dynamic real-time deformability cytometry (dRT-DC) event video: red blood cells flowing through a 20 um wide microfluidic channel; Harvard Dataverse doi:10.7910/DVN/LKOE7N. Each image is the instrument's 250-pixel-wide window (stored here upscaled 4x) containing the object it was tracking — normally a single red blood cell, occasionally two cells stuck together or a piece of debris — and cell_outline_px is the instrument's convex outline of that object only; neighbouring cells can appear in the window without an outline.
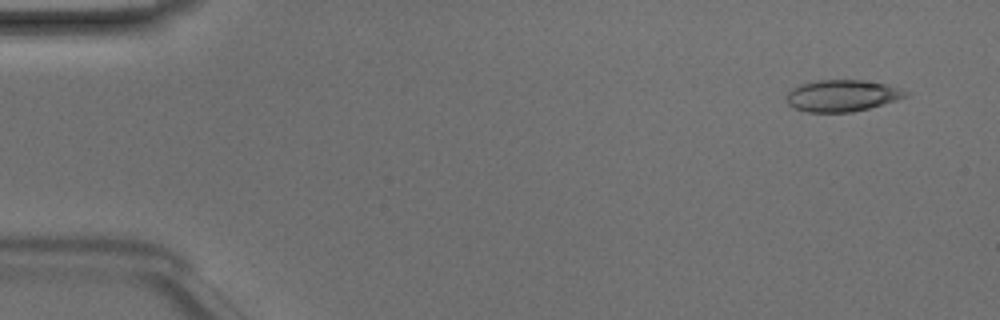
{"species": "Egyptian fruit bat (a non-hibernating species)", "species_latin": "Rousettus aegyptiacus", "temperature_condition": "room temperature", "stored_images_in_passage": 12, "camera_frame_rate_fps": 3000, "um_per_image_px": 0.085, "animal": {"sex": "male"}, "frame": {"image": 1, "passage_image": 3, "time_ms": 0.667, "image_size_px": [1000, 320], "cell_outline_px": [[912, 92], [908, 96], [896, 100], [868, 108], [852, 112], [808, 112], [792, 108], [788, 104], [788, 92], [792, 88], [800, 84], [816, 80], [864, 80], [888, 84]], "centroid_in_image_um": [71.61, 8.12], "position_along_channel_um": 13.4, "area_um2": 22.08}}